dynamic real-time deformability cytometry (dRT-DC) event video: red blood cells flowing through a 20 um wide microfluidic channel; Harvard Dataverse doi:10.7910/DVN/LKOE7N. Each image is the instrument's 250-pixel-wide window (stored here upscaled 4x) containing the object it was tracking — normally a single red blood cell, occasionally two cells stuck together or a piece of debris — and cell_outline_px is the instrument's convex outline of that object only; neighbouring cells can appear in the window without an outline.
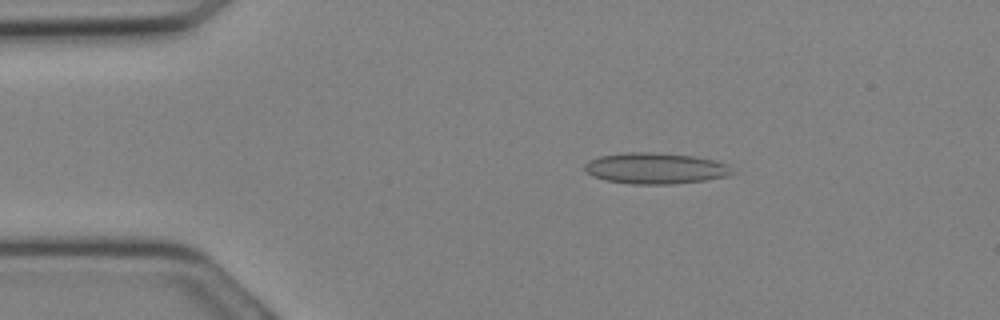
{"species": "Egyptian fruit bat (a non-hibernating species)", "species_latin": "Rousettus aegyptiacus", "temperature_condition": "cold", "stored_images_in_passage": 12, "camera_frame_rate_fps": 3000, "um_per_image_px": 0.085, "animal": {"sex": "female"}, "frame": {"image": 1, "passage_image": 5, "time_ms": 1.333, "image_size_px": [1000, 320], "cell_outline_px": [[736, 172], [724, 176], [704, 180], [672, 184], [632, 184], [608, 180], [592, 176], [584, 172], [584, 164], [588, 160], [600, 156], [624, 152], [652, 152], [696, 156], [728, 164]], "centroid_in_image_um": [55.68, 14.3], "position_along_channel_um": 29.3, "area_um2": 26.76}}
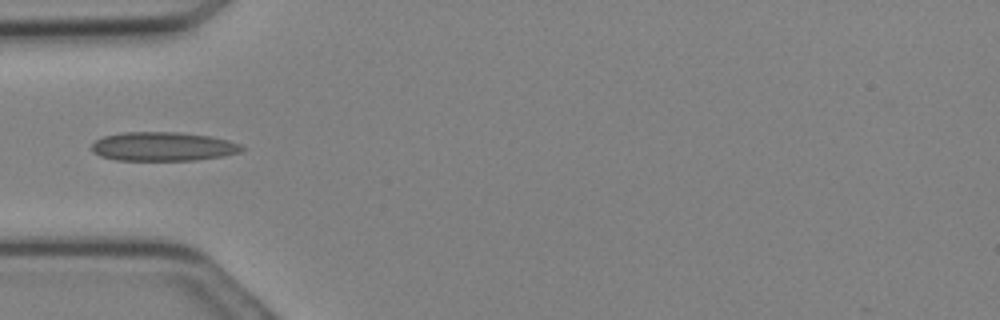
{"frame": {"image": 2, "passage_image": 9, "time_ms": 2.667, "image_size_px": [1000, 320], "cell_outline_px": [[244, 148], [240, 152], [224, 156], [196, 160], [116, 160], [100, 156], [92, 152], [92, 144], [96, 140], [104, 136], [124, 132], [180, 132], [212, 136], [228, 140], [240, 144]], "centroid_in_image_um": [13.87, 12.45], "position_along_channel_um": 71.1, "area_um2": 25.43}}
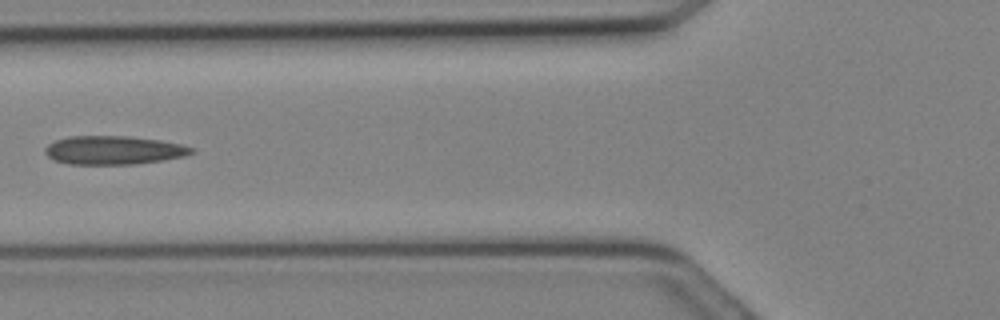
{"frame": {"image": 3, "passage_image": 11, "time_ms": 3.333, "image_size_px": [1000, 320], "cell_outline_px": [[196, 152], [184, 156], [160, 160], [132, 164], [68, 164], [52, 160], [44, 152], [44, 148], [48, 144], [56, 140], [68, 136], [128, 136], [160, 140], [180, 144], [196, 148]], "centroid_in_image_um": [9.64, 12.76], "position_along_channel_um": 116.2, "area_um2": 24.45}}